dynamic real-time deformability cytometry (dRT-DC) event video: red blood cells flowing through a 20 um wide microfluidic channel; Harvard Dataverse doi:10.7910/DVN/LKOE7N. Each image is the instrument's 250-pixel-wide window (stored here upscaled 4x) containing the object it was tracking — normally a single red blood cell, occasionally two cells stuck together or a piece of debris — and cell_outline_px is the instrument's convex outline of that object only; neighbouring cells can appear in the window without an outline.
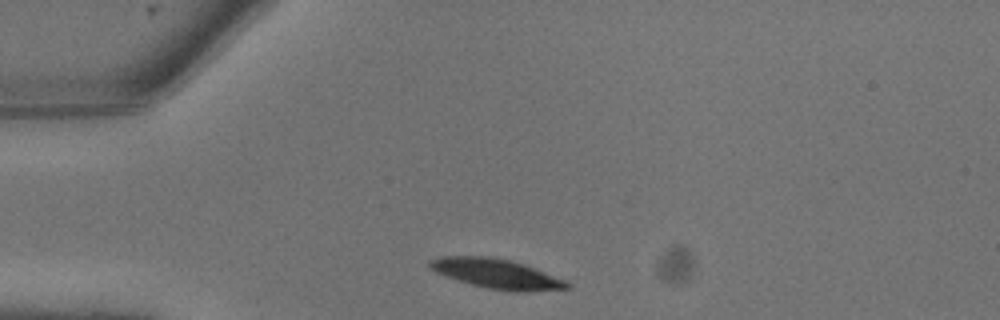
{"species": "common noctule bat (a hibernating species)", "species_latin": "Nyctalus noctula", "temperature_condition": "warm", "stored_images_in_passage": 8, "camera_frame_rate_fps": 3000, "um_per_image_px": 0.085, "animal": {"sex": "male", "body_mass_g": 13.3}, "frame": {"image": 1, "passage_image": 1, "time_ms": 0.0, "image_size_px": [1000, 320], "cell_outline_px": [[572, 288], [524, 292], [512, 292], [488, 288], [472, 284], [448, 276], [432, 268], [428, 264], [428, 260], [440, 256], [488, 256], [508, 260], [524, 264], [536, 268], [564, 280], [572, 284]], "centroid_in_image_um": [42.28, 23.27], "position_along_channel_um": 42.7, "area_um2": 23.41}}
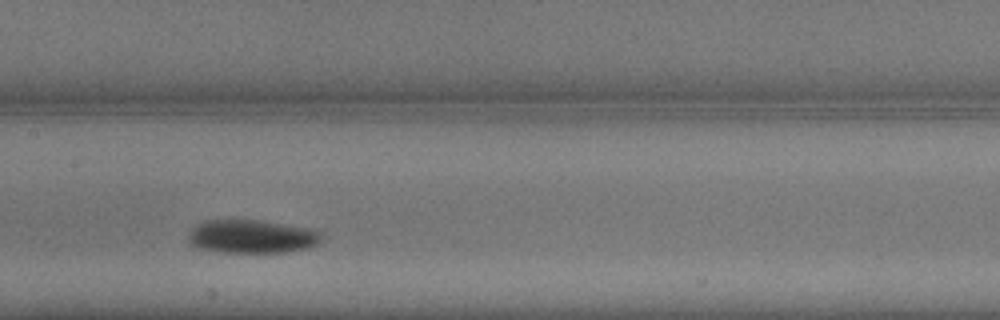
{"frame": {"image": 2, "passage_image": 7, "time_ms": 2.0, "image_size_px": [1000, 320], "cell_outline_px": [[324, 236], [320, 244], [312, 248], [288, 252], [216, 252], [200, 248], [188, 244], [188, 232], [192, 228], [200, 224], [212, 220], [256, 220], [312, 228], [324, 232]], "centroid_in_image_um": [21.5, 20.12], "position_along_channel_um": 185.9, "area_um2": 26.36}}